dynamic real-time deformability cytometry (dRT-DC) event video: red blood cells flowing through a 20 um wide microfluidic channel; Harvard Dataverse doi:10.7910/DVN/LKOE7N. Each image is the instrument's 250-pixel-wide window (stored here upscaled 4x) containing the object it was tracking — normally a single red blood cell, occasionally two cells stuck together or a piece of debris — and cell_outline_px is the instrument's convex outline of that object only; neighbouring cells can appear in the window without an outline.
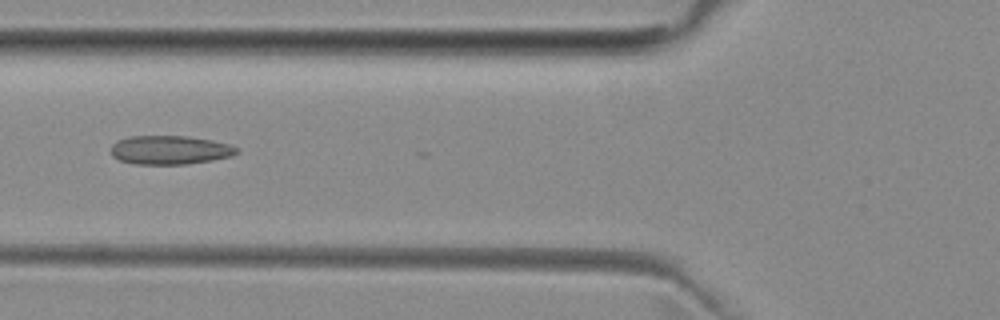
{"species": "common noctule bat (a hibernating species)", "species_latin": "Nyctalus noctula", "temperature_condition": "room temperature", "stored_images_in_passage": 6, "camera_frame_rate_fps": 3000, "um_per_image_px": 0.085, "animal": {"sex": "female", "body_mass_g": 29.2, "forearm_length_mm": 56.3}, "frame": {"image": 1, "passage_image": 6, "time_ms": 5.667, "image_size_px": [1000, 320], "cell_outline_px": [[240, 152], [232, 156], [212, 160], [188, 164], [132, 164], [120, 160], [112, 156], [112, 144], [116, 140], [132, 136], [184, 136], [212, 140], [228, 144], [236, 148]], "centroid_in_image_um": [14.43, 12.75], "position_along_channel_um": 111.4, "area_um2": 21.1}}